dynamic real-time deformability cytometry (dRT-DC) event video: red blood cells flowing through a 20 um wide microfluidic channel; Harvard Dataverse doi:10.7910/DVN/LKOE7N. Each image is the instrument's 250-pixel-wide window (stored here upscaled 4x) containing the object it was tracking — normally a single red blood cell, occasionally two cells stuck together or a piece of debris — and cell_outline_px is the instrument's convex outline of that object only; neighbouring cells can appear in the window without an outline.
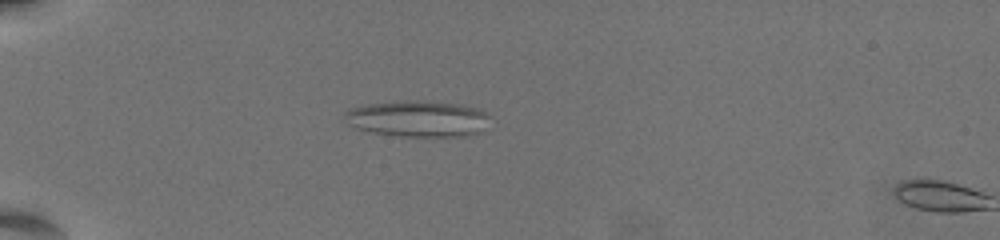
{"species": "common noctule bat (a hibernating species)", "species_latin": "Nyctalus noctula", "temperature_condition": "warm", "stored_images_in_passage": 7, "camera_frame_rate_fps": 3000, "um_per_image_px": 0.085, "animal": {"sex": "female", "body_mass_g": 19.5, "forearm_length_mm": 54.1}, "frame": {"image": 1, "passage_image": 6, "time_ms": 1.667, "image_size_px": [1000, 240], "cell_outline_px": [[484, 116], [480, 132], [464, 136], [400, 136], [376, 132], [360, 128], [352, 124], [344, 116], [344, 112], [352, 108], [372, 104], [404, 100], [424, 100], [460, 104], [472, 108], [480, 112]], "centroid_in_image_um": [35.45, 10.08], "position_along_channel_um": 49.5, "area_um2": 29.36}}